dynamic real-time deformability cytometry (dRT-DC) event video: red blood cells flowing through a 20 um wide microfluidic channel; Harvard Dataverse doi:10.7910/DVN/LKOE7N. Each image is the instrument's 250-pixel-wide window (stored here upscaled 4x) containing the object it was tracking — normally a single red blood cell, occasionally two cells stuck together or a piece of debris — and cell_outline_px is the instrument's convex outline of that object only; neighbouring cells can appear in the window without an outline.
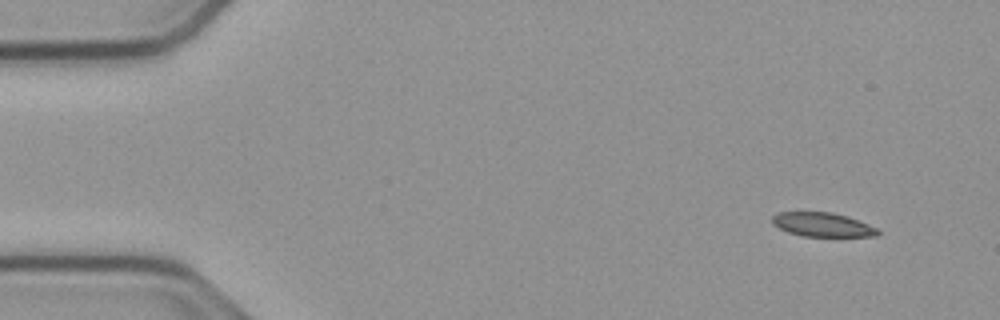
{"species": "common noctule bat (a hibernating species)", "species_latin": "Nyctalus noctula", "temperature_condition": "cold", "stored_images_in_passage": 54, "camera_frame_rate_fps": 3000, "um_per_image_px": 0.085, "animal": {"sex": "male", "body_mass_g": 23.1, "forearm_length_mm": 52.7}, "frame": {"image": 1, "passage_image": 4, "time_ms": 1.0, "image_size_px": [1000, 320], "cell_outline_px": [[880, 232], [876, 236], [804, 236], [788, 232], [772, 224], [772, 216], [780, 212], [832, 212], [848, 216], [868, 224], [876, 228]], "centroid_in_image_um": [69.9, 19.09], "position_along_channel_um": 15.1, "area_um2": 14.68}}
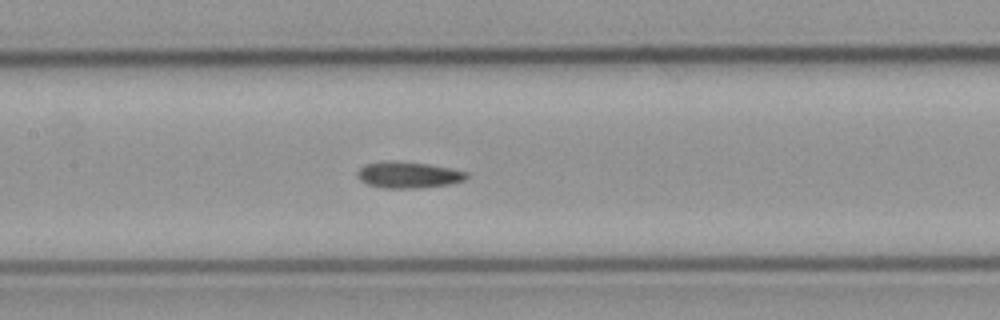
{"frame": {"image": 2, "passage_image": 25, "time_ms": 8.0, "image_size_px": [1000, 320], "cell_outline_px": [[468, 176], [464, 180], [448, 184], [424, 188], [384, 188], [368, 184], [360, 180], [356, 176], [356, 172], [364, 164], [388, 160], [428, 164], [468, 172]], "centroid_in_image_um": [34.67, 14.86], "position_along_channel_um": 172.7, "area_um2": 16.76}}
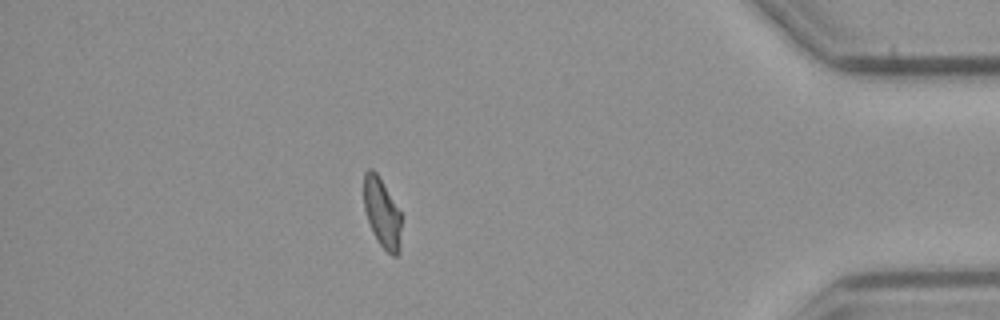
{"frame": {"image": 3, "passage_image": 47, "time_ms": 15.333, "image_size_px": [1000, 320], "cell_outline_px": [[400, 252], [396, 256], [392, 256], [380, 244], [372, 232], [364, 208], [364, 172], [368, 168], [372, 168], [376, 172], [400, 212]], "centroid_in_image_um": [32.45, 18.1], "position_along_channel_um": 402.7, "area_um2": 14.91}, "authors_computed_cell_mechanics": {"area_um2": 16.2129, "velocity_mm_per_s": 3.7791, "shape_relaxation_time_tau1_ms": null, "shape_relaxation_time_tau2_ms": 3.3254, "deformation_change_tau1": null, "deformation_change_tau2": 0.0827}}